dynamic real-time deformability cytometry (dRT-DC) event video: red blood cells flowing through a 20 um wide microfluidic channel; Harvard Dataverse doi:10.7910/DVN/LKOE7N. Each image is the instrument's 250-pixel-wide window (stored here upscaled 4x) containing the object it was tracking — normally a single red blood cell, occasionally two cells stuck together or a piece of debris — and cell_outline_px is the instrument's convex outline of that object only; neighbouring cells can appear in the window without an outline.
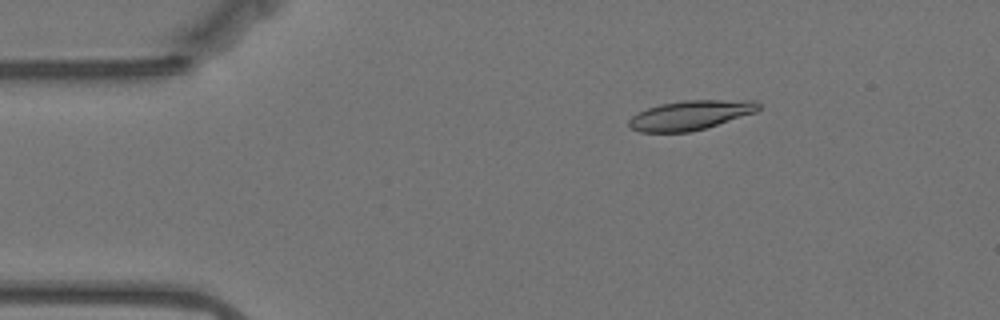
{"species": "Egyptian fruit bat (a non-hibernating species)", "species_latin": "Rousettus aegyptiacus", "temperature_condition": "warm", "stored_images_in_passage": 57, "camera_frame_rate_fps": 3000, "um_per_image_px": 0.085, "animal": {"sex": "female"}, "frame": {"image": 1, "passage_image": 9, "time_ms": 2.667, "image_size_px": [1000, 320], "cell_outline_px": [[760, 108], [756, 112], [704, 128], [688, 132], [640, 132], [632, 128], [628, 124], [628, 120], [632, 116], [648, 108], [660, 104], [684, 100], [756, 100], [760, 104]], "centroid_in_image_um": [58.7, 9.78], "position_along_channel_um": 26.3, "area_um2": 22.02}}
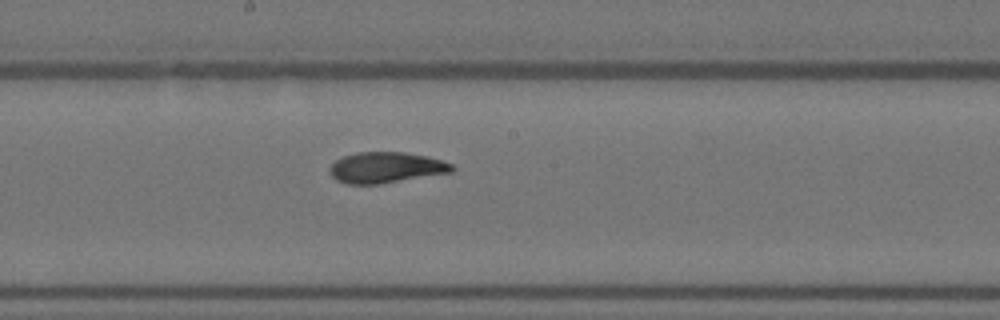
{"frame": {"image": 2, "passage_image": 30, "time_ms": 9.667, "image_size_px": [1000, 320], "cell_outline_px": [[456, 168], [452, 172], [380, 184], [348, 184], [336, 180], [328, 172], [328, 168], [336, 160], [344, 156], [356, 152], [404, 152], [428, 156], [452, 164]], "centroid_in_image_um": [32.79, 14.24], "position_along_channel_um": 215.4, "area_um2": 22.08}}
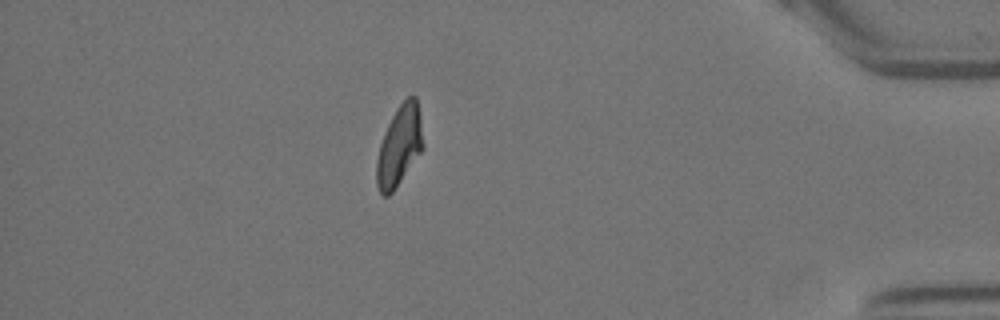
{"frame": {"image": 3, "passage_image": 50, "time_ms": 16.333, "image_size_px": [1000, 320], "cell_outline_px": [[424, 148], [392, 192], [388, 196], [384, 196], [380, 192], [376, 184], [376, 160], [380, 144], [384, 132], [396, 108], [408, 96], [416, 96], [420, 116], [424, 144]], "centroid_in_image_um": [33.94, 12.39], "position_along_channel_um": 401.3, "area_um2": 21.62}, "authors_computed_cell_mechanics": {"area_um2": 22.0796, "velocity_mm_per_s": 3.4816, "shape_relaxation_time_tau1_ms": 3.2839, "shape_relaxation_time_tau2_ms": 1.7574, "deformation_change_tau1": 0.1697, "deformation_change_tau2": 0.084}}